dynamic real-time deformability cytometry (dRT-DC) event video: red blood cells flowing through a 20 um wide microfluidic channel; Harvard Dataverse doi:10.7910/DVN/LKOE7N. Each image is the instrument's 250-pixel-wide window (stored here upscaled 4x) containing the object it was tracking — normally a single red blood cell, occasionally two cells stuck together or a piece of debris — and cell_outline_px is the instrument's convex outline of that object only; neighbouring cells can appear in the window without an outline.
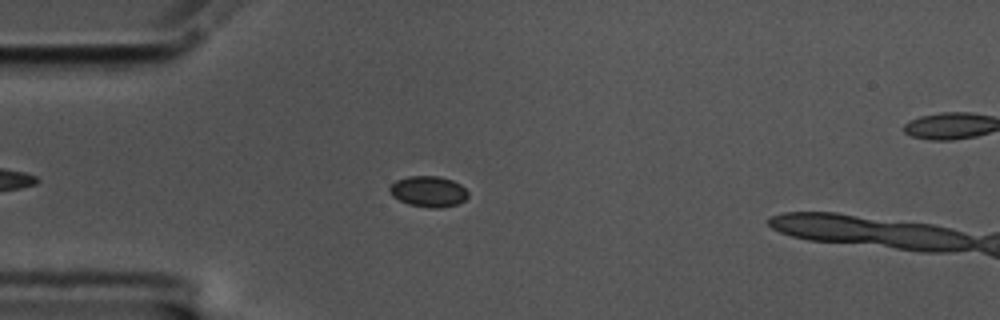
{"species": "common noctule bat (a hibernating species)", "species_latin": "Nyctalus noctula", "temperature_condition": "cold", "stored_images_in_passage": 50, "camera_frame_rate_fps": 3000, "um_per_image_px": 0.085, "animal": {"sex": "male", "body_mass_g": 17.5, "forearm_length_mm": 52.3}, "frame": {"image": 1, "passage_image": 11, "time_ms": 3.333, "image_size_px": [1000, 320], "cell_outline_px": [[468, 196], [464, 200], [456, 204], [440, 208], [432, 208], [408, 204], [392, 196], [388, 192], [388, 188], [396, 180], [408, 176], [440, 176], [452, 180], [460, 184], [468, 192]], "centroid_in_image_um": [36.39, 16.27], "position_along_channel_um": 48.6, "area_um2": 14.1}}
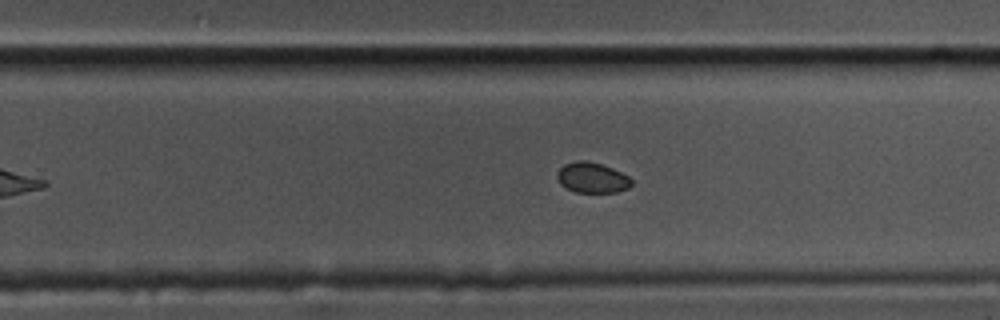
{"frame": {"image": 2, "passage_image": 32, "time_ms": 10.333, "image_size_px": [1000, 320], "cell_outline_px": [[632, 184], [628, 188], [616, 192], [576, 192], [564, 188], [560, 184], [556, 176], [556, 172], [564, 164], [576, 160], [584, 160], [600, 164], [612, 168], [628, 176], [632, 180]], "centroid_in_image_um": [50.29, 15.1], "position_along_channel_um": 279.5, "area_um2": 13.24}}
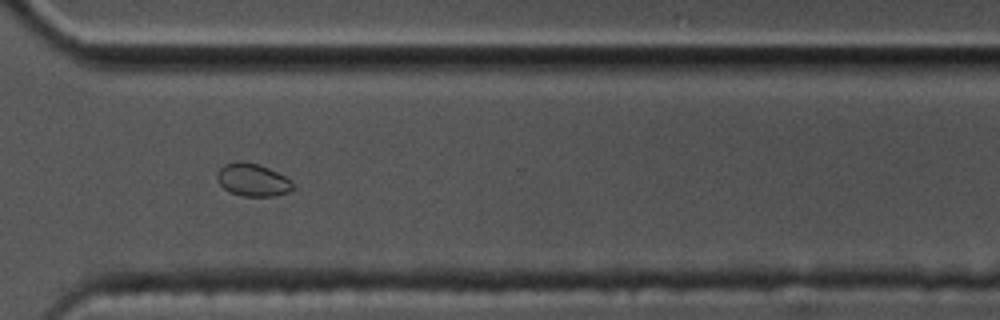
{"frame": {"image": 3, "passage_image": 38, "time_ms": 12.333, "image_size_px": [1000, 320], "cell_outline_px": [[292, 188], [288, 192], [272, 196], [244, 196], [232, 192], [224, 188], [220, 184], [216, 176], [216, 172], [224, 164], [256, 164], [268, 168], [292, 180]], "centroid_in_image_um": [21.48, 15.33], "position_along_channel_um": 349.1, "area_um2": 13.76}}